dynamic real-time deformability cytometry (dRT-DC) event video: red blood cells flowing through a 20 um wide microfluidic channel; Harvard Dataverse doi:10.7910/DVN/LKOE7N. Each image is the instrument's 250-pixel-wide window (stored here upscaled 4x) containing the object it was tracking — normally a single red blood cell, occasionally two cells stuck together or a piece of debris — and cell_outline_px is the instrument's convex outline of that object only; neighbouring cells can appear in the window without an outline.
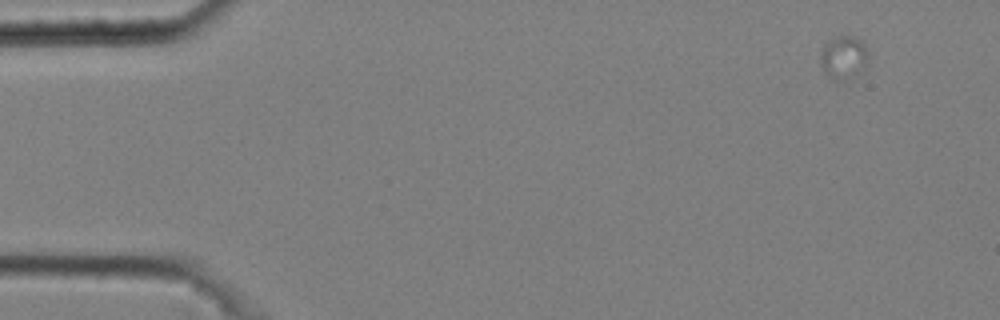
{"species": "common noctule bat (a hibernating species)", "species_latin": "Nyctalus noctula", "temperature_condition": "cold", "stored_images_in_passage": 5, "camera_frame_rate_fps": 3000, "um_per_image_px": 0.085, "animal": {"sex": "male", "body_mass_g": 20.4}, "frame": {"image": 1, "passage_image": 1, "time_ms": 0.0, "image_size_px": [1000, 320], "cell_outline_px": [[868, 64], [864, 72], [844, 80], [832, 80], [828, 76], [820, 64], [820, 52], [824, 44], [828, 40], [844, 32], [856, 36], [864, 44], [868, 52]], "centroid_in_image_um": [71.73, 4.84], "position_along_channel_um": 13.3, "area_um2": 12.77}}